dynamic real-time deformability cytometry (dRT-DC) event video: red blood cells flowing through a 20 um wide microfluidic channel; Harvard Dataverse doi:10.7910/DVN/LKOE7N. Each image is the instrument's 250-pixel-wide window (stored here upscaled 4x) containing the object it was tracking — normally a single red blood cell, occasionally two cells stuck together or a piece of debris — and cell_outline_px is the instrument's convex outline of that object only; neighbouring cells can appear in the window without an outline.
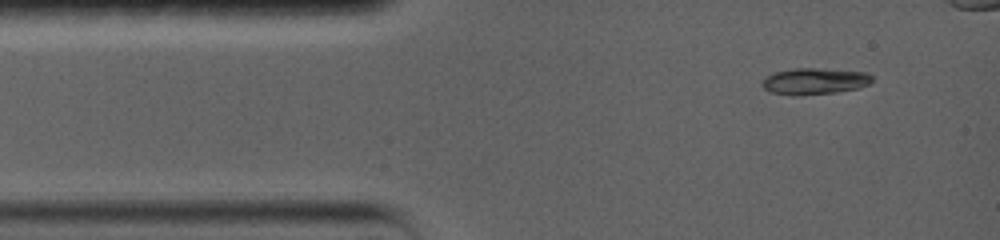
{"species": "common noctule bat (a hibernating species)", "species_latin": "Nyctalus noctula", "temperature_condition": "warm", "stored_images_in_passage": 6, "segment_of_instrument_passage": [1, 2], "camera_frame_rate_fps": 5000, "um_per_image_px": 0.085, "animal": {"sex": "female", "body_mass_g": 19.0, "forearm_length_mm": 56.7}, "frame": {"image": 1, "passage_image": 2, "time_ms": 0.8, "image_size_px": [1000, 240], "cell_outline_px": [[872, 80], [868, 84], [856, 88], [836, 92], [796, 96], [792, 96], [772, 92], [764, 88], [760, 84], [764, 76], [776, 72], [792, 68], [816, 68], [864, 72], [872, 76]], "centroid_in_image_um": [69.16, 6.9], "position_along_channel_um": 15.8, "area_um2": 16.88}}